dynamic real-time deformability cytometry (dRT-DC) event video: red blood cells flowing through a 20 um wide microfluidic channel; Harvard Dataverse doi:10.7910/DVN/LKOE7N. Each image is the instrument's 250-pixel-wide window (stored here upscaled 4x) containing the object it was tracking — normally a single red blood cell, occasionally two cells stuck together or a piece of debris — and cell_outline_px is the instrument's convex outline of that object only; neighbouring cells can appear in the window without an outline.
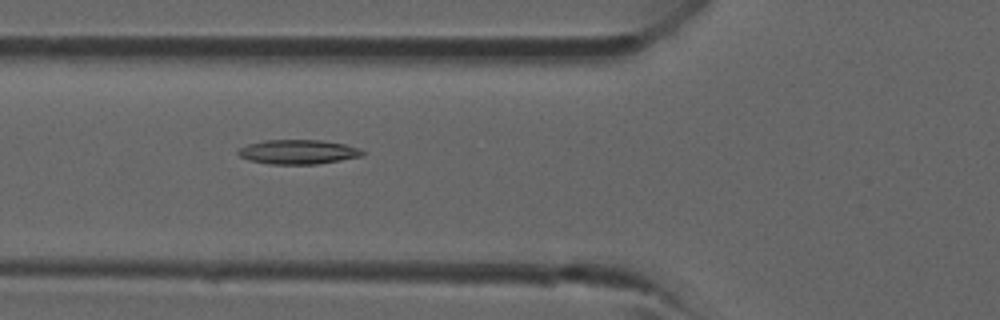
{"species": "common noctule bat (a hibernating species)", "species_latin": "Nyctalus noctula", "temperature_condition": "room temperature", "stored_images_in_passage": 33, "camera_frame_rate_fps": 3000, "um_per_image_px": 0.085, "animal": {"sex": "male", "forearm_length_mm": 52.5}, "frame": {"image": 1, "passage_image": 11, "time_ms": 3.333, "image_size_px": [1000, 320], "cell_outline_px": [[364, 156], [316, 164], [272, 164], [248, 160], [240, 156], [236, 152], [240, 148], [248, 144], [264, 140], [320, 140], [344, 144], [360, 148], [364, 152]], "centroid_in_image_um": [25.34, 12.91], "position_along_channel_um": 100.5, "area_um2": 17.63}}
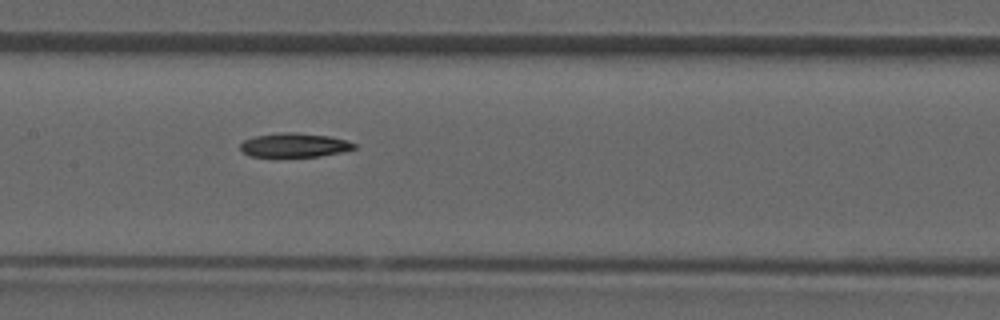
{"frame": {"image": 2, "passage_image": 16, "time_ms": 5.0, "image_size_px": [1000, 320], "cell_outline_px": [[356, 148], [340, 152], [320, 156], [248, 156], [240, 148], [240, 144], [244, 140], [256, 136], [284, 132], [296, 132], [332, 136], [356, 144]], "centroid_in_image_um": [25.03, 12.32], "position_along_channel_um": 182.4, "area_um2": 15.78}}
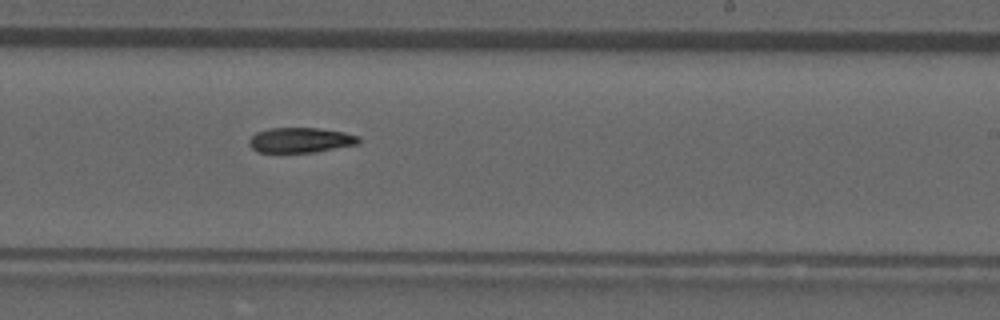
{"frame": {"image": 3, "passage_image": 21, "time_ms": 6.667, "image_size_px": [1000, 320], "cell_outline_px": [[360, 144], [312, 152], [256, 152], [248, 144], [248, 140], [256, 132], [268, 128], [320, 128], [344, 132], [360, 136]], "centroid_in_image_um": [25.54, 11.9], "position_along_channel_um": 263.5, "area_um2": 16.13}}